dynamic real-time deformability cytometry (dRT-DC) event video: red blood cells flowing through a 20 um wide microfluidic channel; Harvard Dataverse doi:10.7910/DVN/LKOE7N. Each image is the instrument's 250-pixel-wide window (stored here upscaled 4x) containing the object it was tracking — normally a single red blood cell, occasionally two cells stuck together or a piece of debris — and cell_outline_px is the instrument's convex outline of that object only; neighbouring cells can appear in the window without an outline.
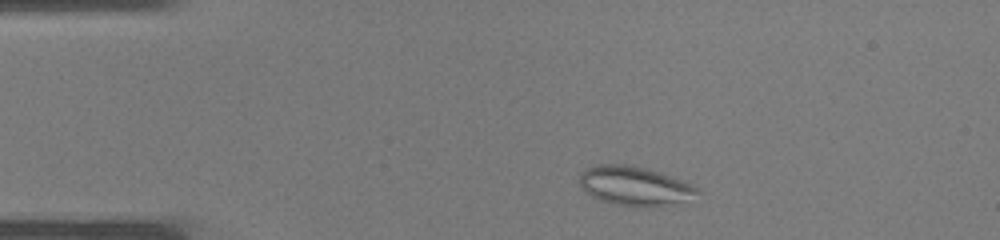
{"species": "common noctule bat (a hibernating species)", "species_latin": "Nyctalus noctula", "temperature_condition": "warm", "stored_images_in_passage": 33, "camera_frame_rate_fps": 3000, "um_per_image_px": 0.085, "animal": {"sex": "male", "body_mass_g": 19.0, "forearm_length_mm": 50.8}, "frame": {"image": 1, "passage_image": 3, "time_ms": 0.667, "image_size_px": [1000, 240], "cell_outline_px": [[700, 192], [684, 200], [648, 208], [644, 208], [616, 204], [600, 200], [592, 196], [580, 188], [580, 172], [596, 164], [624, 164], [644, 168], [660, 172], [692, 184], [700, 188]], "centroid_in_image_um": [53.91, 15.8], "position_along_channel_um": 31.1, "area_um2": 26.7}}
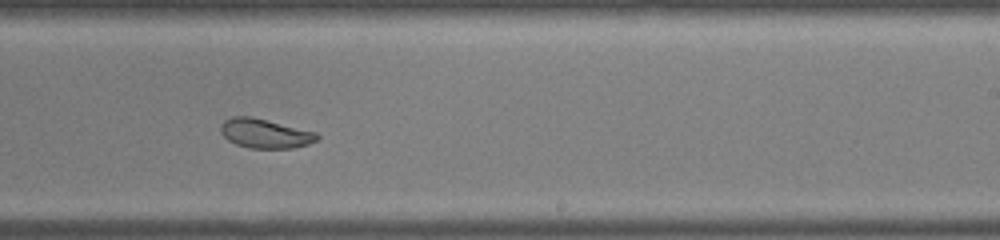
{"frame": {"image": 2, "passage_image": 19, "time_ms": 6.0, "image_size_px": [1000, 240], "cell_outline_px": [[320, 136], [316, 140], [308, 144], [292, 148], [248, 148], [236, 144], [228, 140], [220, 132], [220, 124], [224, 120], [232, 116], [252, 116], [316, 132]], "centroid_in_image_um": [22.5, 11.33], "position_along_channel_um": 266.5, "area_um2": 16.53}}
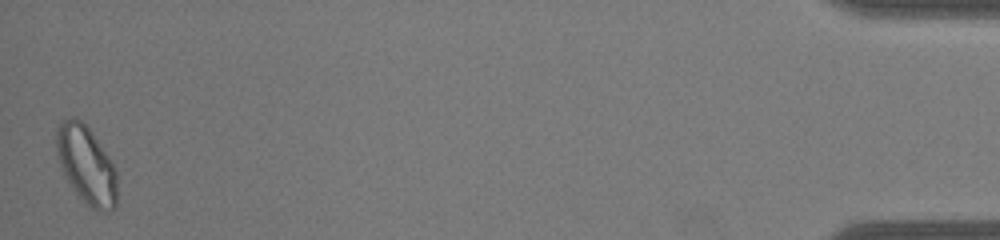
{"frame": {"image": 3, "passage_image": 33, "time_ms": 10.667, "image_size_px": [1000, 240], "cell_outline_px": [[116, 208], [108, 212], [100, 212], [92, 208], [76, 196], [60, 164], [56, 152], [56, 128], [64, 120], [80, 120], [92, 132], [108, 156], [116, 172]], "centroid_in_image_um": [7.35, 14.08], "position_along_channel_um": 427.9, "area_um2": 27.17}}